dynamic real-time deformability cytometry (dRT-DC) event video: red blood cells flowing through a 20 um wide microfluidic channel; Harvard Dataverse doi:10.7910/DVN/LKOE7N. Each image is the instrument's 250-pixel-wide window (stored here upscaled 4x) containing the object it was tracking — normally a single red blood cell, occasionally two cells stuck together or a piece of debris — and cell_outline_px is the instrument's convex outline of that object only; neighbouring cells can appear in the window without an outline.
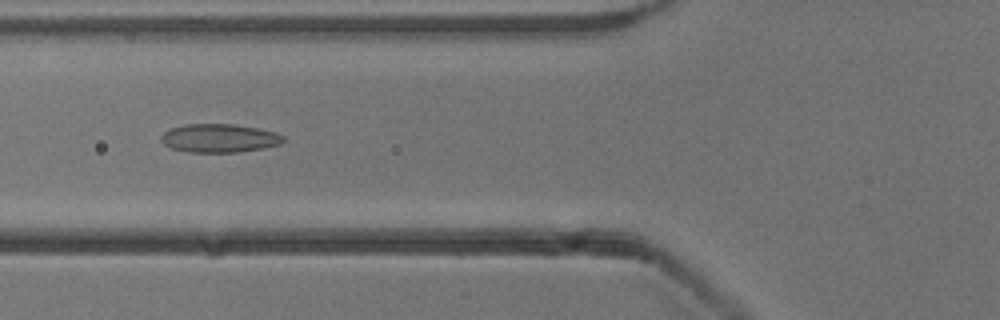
{"species": "common noctule bat (a hibernating species)", "species_latin": "Nyctalus noctula", "temperature_condition": "cold", "stored_images_in_passage": 53, "camera_frame_rate_fps": 3000, "um_per_image_px": 0.085, "animal": {"sex": "male", "body_mass_g": 13.3}, "frame": {"image": 1, "passage_image": 20, "time_ms": 6.333, "image_size_px": [1000, 320], "cell_outline_px": [[284, 140], [280, 144], [264, 148], [236, 152], [188, 152], [172, 148], [164, 144], [160, 140], [160, 136], [164, 132], [172, 128], [184, 124], [232, 124], [256, 128], [276, 132], [284, 136]], "centroid_in_image_um": [18.63, 11.74], "position_along_channel_um": 107.2, "area_um2": 20.23}}
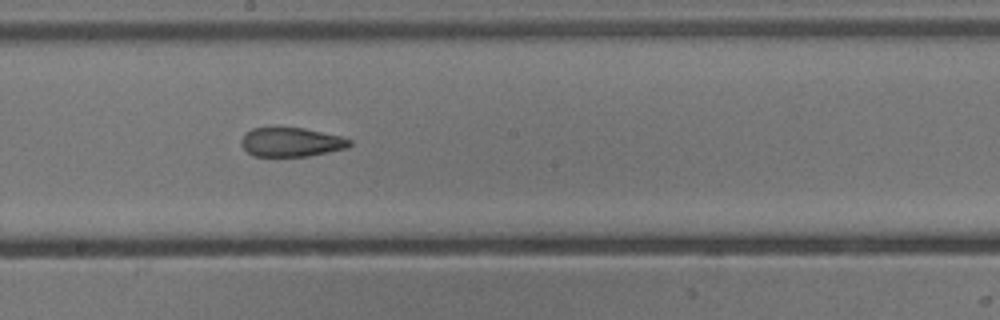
{"frame": {"image": 2, "passage_image": 29, "time_ms": 9.333, "image_size_px": [1000, 320], "cell_outline_px": [[352, 144], [348, 148], [308, 156], [252, 156], [240, 144], [240, 140], [244, 132], [252, 128], [276, 124], [304, 128], [340, 136], [352, 140]], "centroid_in_image_um": [24.69, 12.03], "position_along_channel_um": 223.5, "area_um2": 19.19}}
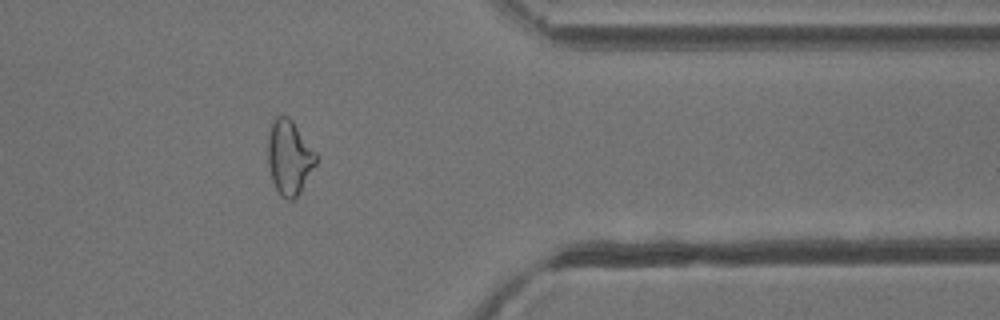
{"frame": {"image": 3, "passage_image": 43, "time_ms": 14.0, "image_size_px": [1000, 320], "cell_outline_px": [[316, 164], [300, 192], [292, 200], [288, 200], [280, 196], [272, 180], [268, 164], [268, 136], [272, 116], [288, 116], [292, 120], [316, 152]], "centroid_in_image_um": [24.57, 13.35], "position_along_channel_um": 386.8, "area_um2": 20.92}, "authors_computed_cell_mechanics": {"area_um2": 20.8658, "velocity_mm_per_s": 3.8509, "shape_relaxation_time_tau1_ms": null, "shape_relaxation_time_tau2_ms": 2.5266, "deformation_change_tau1": null, "deformation_change_tau2": 0.1009}}